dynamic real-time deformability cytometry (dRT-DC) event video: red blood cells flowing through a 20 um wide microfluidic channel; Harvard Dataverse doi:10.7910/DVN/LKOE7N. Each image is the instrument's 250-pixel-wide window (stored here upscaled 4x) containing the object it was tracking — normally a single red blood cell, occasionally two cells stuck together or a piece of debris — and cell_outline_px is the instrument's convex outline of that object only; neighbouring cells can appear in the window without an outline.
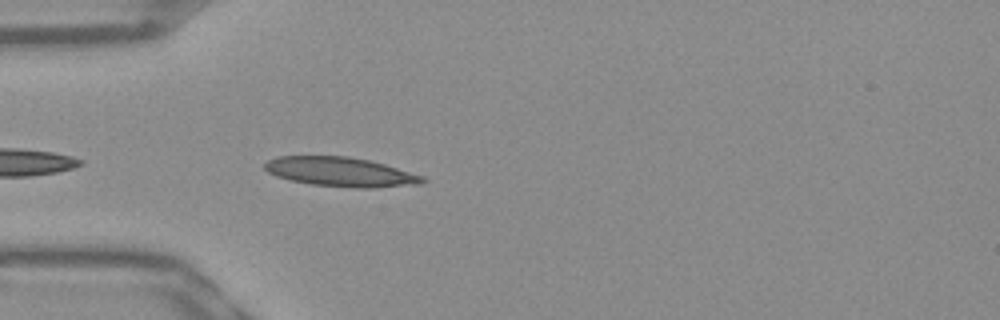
{"species": "Egyptian fruit bat (a non-hibernating species)", "species_latin": "Rousettus aegyptiacus", "temperature_condition": "warm", "stored_images_in_passage": 13, "camera_frame_rate_fps": 3000, "um_per_image_px": 0.085, "frame": {"image": 1, "passage_image": 3, "time_ms": 0.667, "image_size_px": [1000, 320], "cell_outline_px": [[428, 180], [420, 184], [372, 188], [352, 188], [312, 184], [292, 180], [276, 176], [268, 172], [264, 168], [264, 164], [268, 160], [276, 156], [348, 156], [368, 160], [384, 164], [424, 176]], "centroid_in_image_um": [28.96, 14.61], "position_along_channel_um": 56.0, "area_um2": 26.99}}
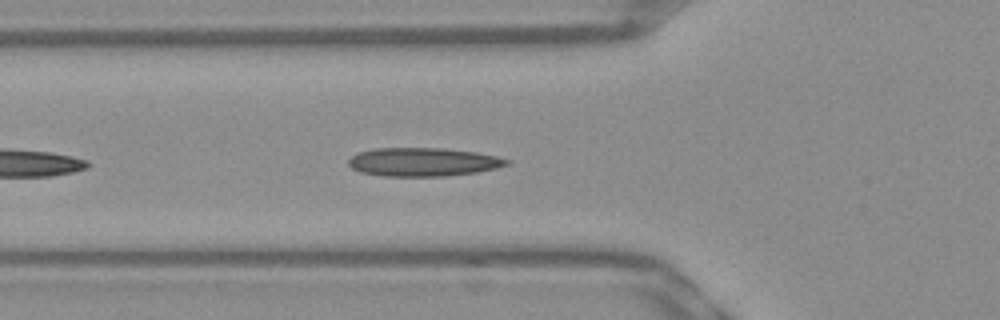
{"frame": {"image": 2, "passage_image": 6, "time_ms": 1.667, "image_size_px": [1000, 320], "cell_outline_px": [[512, 164], [496, 168], [476, 172], [448, 176], [384, 176], [360, 172], [352, 168], [348, 164], [348, 160], [356, 152], [372, 148], [444, 148], [476, 152], [496, 156], [512, 160]], "centroid_in_image_um": [35.98, 13.76], "position_along_channel_um": 89.8, "area_um2": 26.59}}
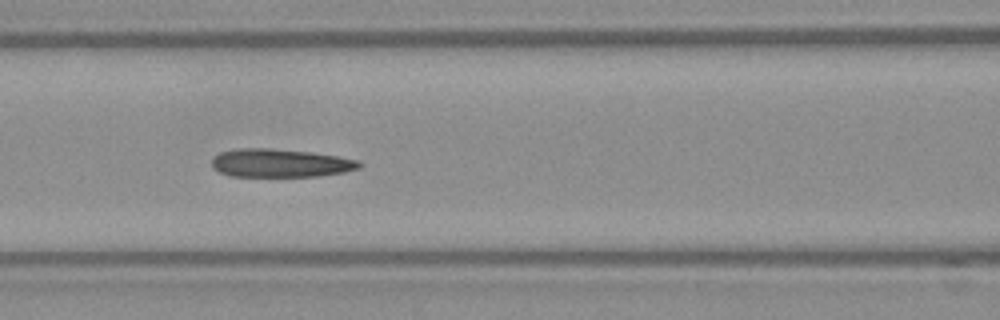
{"frame": {"image": 3, "passage_image": 10, "time_ms": 3.0, "image_size_px": [1000, 320], "cell_outline_px": [[364, 164], [360, 168], [344, 172], [320, 176], [232, 176], [220, 172], [212, 168], [212, 156], [220, 152], [236, 148], [268, 148], [312, 152], [340, 156], [360, 160]], "centroid_in_image_um": [23.85, 13.85], "position_along_channel_um": 142.7, "area_um2": 24.62}}